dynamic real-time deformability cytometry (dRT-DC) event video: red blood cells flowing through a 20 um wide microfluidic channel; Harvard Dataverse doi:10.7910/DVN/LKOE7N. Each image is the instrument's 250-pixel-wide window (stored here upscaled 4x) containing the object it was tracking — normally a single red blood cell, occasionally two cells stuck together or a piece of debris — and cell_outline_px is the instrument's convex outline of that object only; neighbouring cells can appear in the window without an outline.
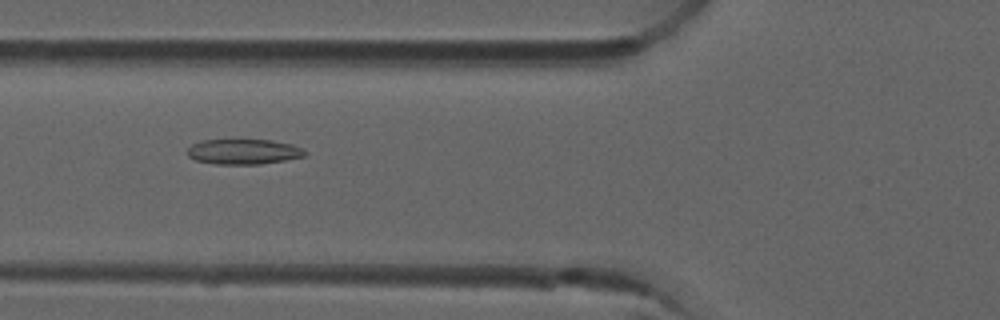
{"species": "common noctule bat (a hibernating species)", "species_latin": "Nyctalus noctula", "temperature_condition": "room temperature", "stored_images_in_passage": 7, "camera_frame_rate_fps": 3000, "um_per_image_px": 0.085, "animal": {"sex": "male", "forearm_length_mm": 52.5}, "frame": {"image": 1, "passage_image": 6, "time_ms": 1.667, "image_size_px": [1000, 320], "cell_outline_px": [[308, 152], [304, 156], [284, 160], [260, 164], [216, 164], [196, 160], [188, 156], [188, 148], [192, 144], [204, 140], [272, 140], [292, 144], [304, 148]], "centroid_in_image_um": [20.74, 12.89], "position_along_channel_um": 105.1, "area_um2": 17.22}}
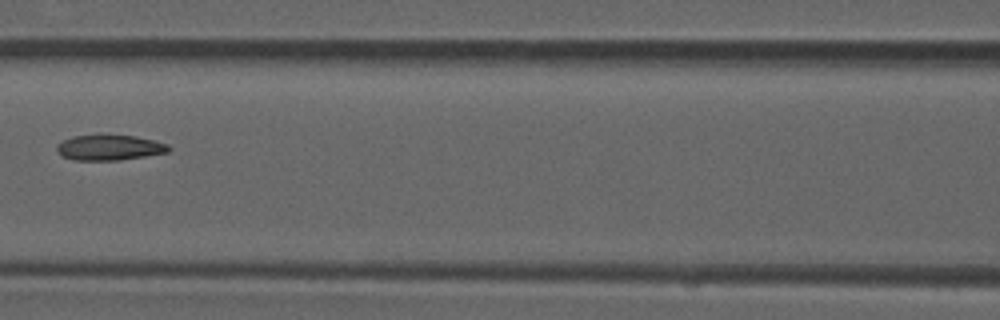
{"frame": {"image": 2, "passage_image": 7, "time_ms": 2.0, "image_size_px": [1000, 320], "cell_outline_px": [[172, 148], [168, 152], [120, 160], [72, 160], [64, 156], [56, 148], [56, 144], [72, 136], [136, 136], [168, 144]], "centroid_in_image_um": [9.32, 12.55], "position_along_channel_um": 157.3, "area_um2": 16.18}}